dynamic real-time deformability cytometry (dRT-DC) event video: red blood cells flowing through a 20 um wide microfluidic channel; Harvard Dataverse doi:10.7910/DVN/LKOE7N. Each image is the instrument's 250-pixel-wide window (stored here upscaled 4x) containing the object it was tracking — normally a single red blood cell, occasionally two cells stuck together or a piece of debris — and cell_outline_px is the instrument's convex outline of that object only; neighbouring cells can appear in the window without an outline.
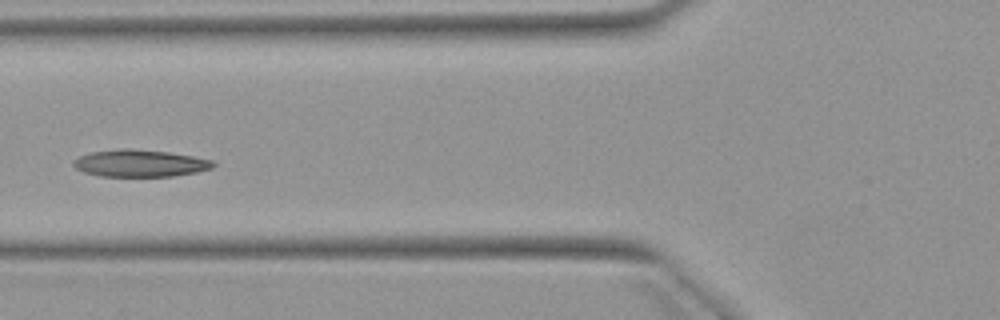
{"species": "Egyptian fruit bat (a non-hibernating species)", "species_latin": "Rousettus aegyptiacus", "temperature_condition": "warm", "stored_images_in_passage": 4, "camera_frame_rate_fps": 3000, "um_per_image_px": 0.085, "animal": {"sex": "female"}, "frame": {"image": 1, "passage_image": 4, "time_ms": 3.333, "image_size_px": [1000, 320], "cell_outline_px": [[216, 164], [212, 168], [196, 172], [172, 176], [100, 176], [84, 172], [76, 168], [72, 164], [72, 160], [80, 156], [92, 152], [120, 148], [128, 148], [168, 152], [192, 156], [212, 160]], "centroid_in_image_um": [11.88, 13.87], "position_along_channel_um": 113.9, "area_um2": 21.96}}